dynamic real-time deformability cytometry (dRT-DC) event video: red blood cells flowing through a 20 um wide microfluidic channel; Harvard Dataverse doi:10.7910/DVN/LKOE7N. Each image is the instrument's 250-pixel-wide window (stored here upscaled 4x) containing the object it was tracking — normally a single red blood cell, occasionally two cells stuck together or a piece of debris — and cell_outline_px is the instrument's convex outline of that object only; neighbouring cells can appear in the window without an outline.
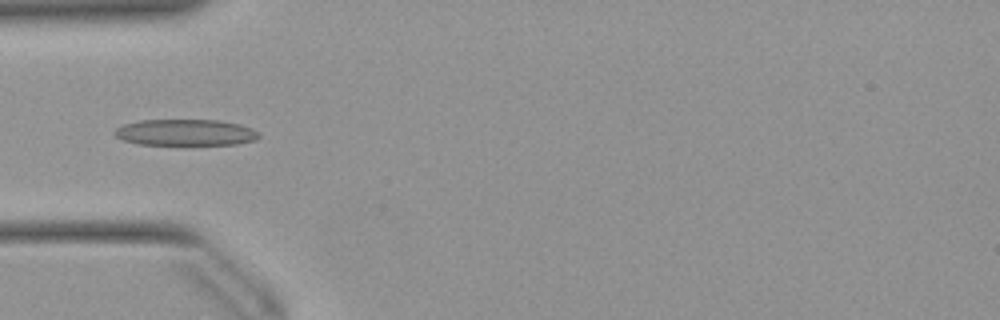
{"species": "Egyptian fruit bat (a non-hibernating species)", "species_latin": "Rousettus aegyptiacus", "temperature_condition": "warm", "stored_images_in_passage": 50, "camera_frame_rate_fps": 3000, "um_per_image_px": 0.085, "animal": {"sex": "female"}, "frame": {"image": 1, "passage_image": 15, "time_ms": 4.667, "image_size_px": [1000, 320], "cell_outline_px": [[260, 136], [256, 140], [236, 144], [140, 144], [120, 140], [112, 132], [116, 128], [124, 124], [140, 120], [220, 120], [240, 124], [252, 128]], "centroid_in_image_um": [15.74, 11.25], "position_along_channel_um": 69.3, "area_um2": 22.08}}
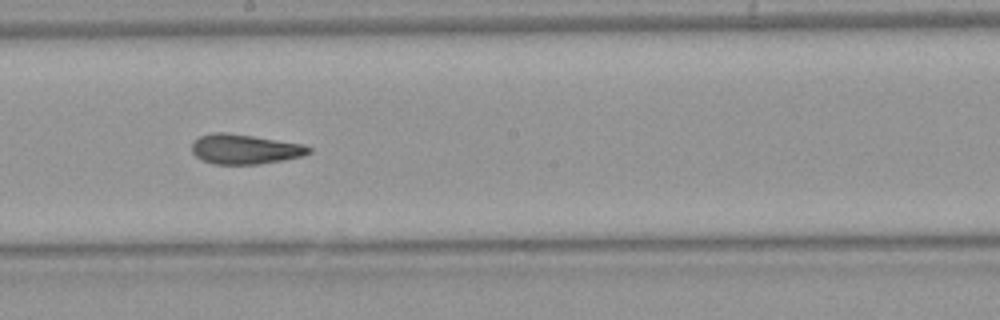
{"frame": {"image": 2, "passage_image": 27, "time_ms": 8.667, "image_size_px": [1000, 320], "cell_outline_px": [[312, 152], [304, 156], [284, 160], [260, 164], [216, 164], [204, 160], [196, 156], [192, 152], [192, 144], [200, 136], [212, 132], [228, 132], [304, 144], [312, 148]], "centroid_in_image_um": [20.86, 12.67], "position_along_channel_um": 227.3, "area_um2": 20.4}}
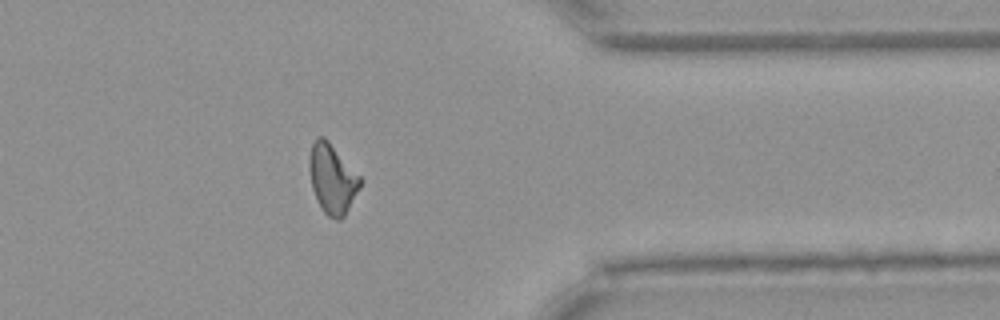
{"frame": {"image": 3, "passage_image": 40, "time_ms": 13.0, "image_size_px": [1000, 320], "cell_outline_px": [[360, 188], [344, 216], [340, 220], [336, 220], [328, 216], [324, 212], [312, 188], [308, 168], [308, 160], [312, 144], [316, 136], [324, 136], [328, 140], [360, 176]], "centroid_in_image_um": [28.22, 15.17], "position_along_channel_um": 383.2, "area_um2": 20.46}, "authors_computed_cell_mechanics": {"area_um2": 20.7213, "velocity_mm_per_s": 3.9512, "shape_relaxation_time_tau1_ms": null, "shape_relaxation_time_tau2_ms": 2.5706, "deformation_change_tau1": null, "deformation_change_tau2": 0.1156}}